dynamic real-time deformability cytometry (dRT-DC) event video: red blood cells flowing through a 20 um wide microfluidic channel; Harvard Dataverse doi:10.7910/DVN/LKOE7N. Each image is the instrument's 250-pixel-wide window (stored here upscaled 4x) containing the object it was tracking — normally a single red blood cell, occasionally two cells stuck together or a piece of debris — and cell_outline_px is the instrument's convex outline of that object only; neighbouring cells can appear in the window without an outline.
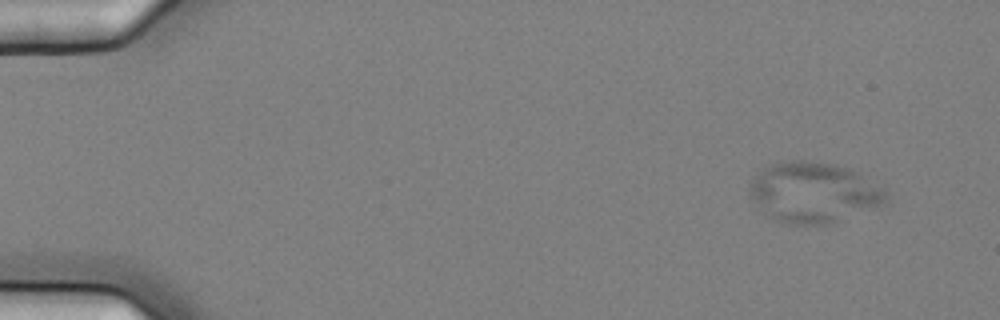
{"species": "common noctule bat (a hibernating species)", "species_latin": "Nyctalus noctula", "temperature_condition": "cold", "stored_images_in_passage": 4, "camera_frame_rate_fps": 3000, "um_per_image_px": 0.085, "animal": {"sex": "female", "body_mass_g": 25.1}, "frame": {"image": 1, "passage_image": 1, "time_ms": 0.0, "image_size_px": [1000, 320], "cell_outline_px": [[888, 196], [884, 204], [824, 224], [792, 224], [772, 220], [748, 196], [748, 188], [752, 180], [764, 168], [772, 164], [792, 160], [800, 160], [836, 164], [860, 172], [884, 188], [888, 192]], "centroid_in_image_um": [69.15, 16.34], "position_along_channel_um": 15.9, "area_um2": 47.86}}
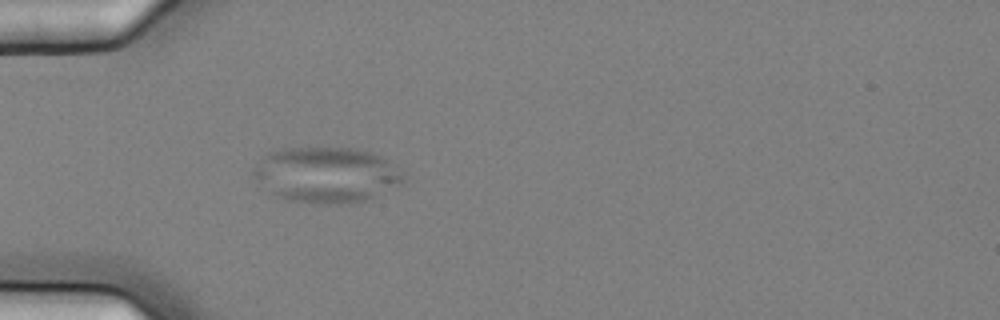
{"frame": {"image": 2, "passage_image": 4, "time_ms": 1.0, "image_size_px": [1000, 320], "cell_outline_px": [[404, 176], [396, 184], [368, 200], [348, 204], [316, 204], [288, 200], [276, 196], [252, 176], [252, 168], [268, 152], [284, 148], [356, 148], [380, 156], [396, 164], [400, 168]], "centroid_in_image_um": [27.71, 14.86], "position_along_channel_um": 57.3, "area_um2": 48.44}}